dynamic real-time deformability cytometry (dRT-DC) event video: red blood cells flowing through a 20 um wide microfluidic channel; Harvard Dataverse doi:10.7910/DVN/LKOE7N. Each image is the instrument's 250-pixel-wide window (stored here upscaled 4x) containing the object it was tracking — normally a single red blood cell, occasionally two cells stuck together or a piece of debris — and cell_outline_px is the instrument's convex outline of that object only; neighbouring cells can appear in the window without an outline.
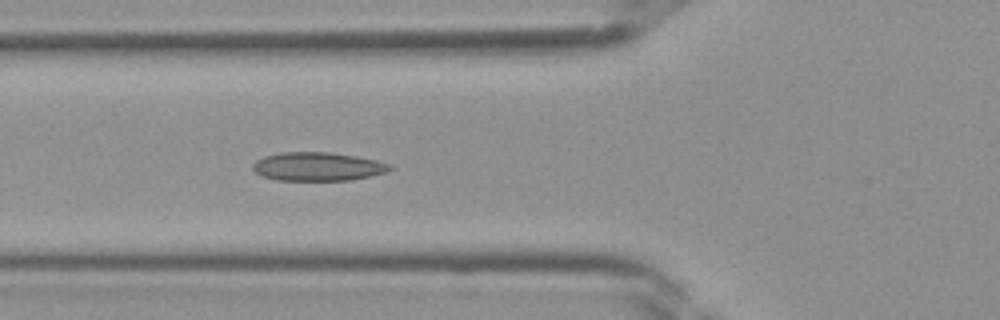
{"species": "Egyptian fruit bat (a non-hibernating species)", "species_latin": "Rousettus aegyptiacus", "temperature_condition": "room temperature", "stored_images_in_passage": 18, "camera_frame_rate_fps": 3000, "um_per_image_px": 0.085, "frame": {"image": 1, "passage_image": 3, "time_ms": 0.667, "image_size_px": [1000, 320], "cell_outline_px": [[392, 168], [384, 172], [368, 176], [348, 180], [276, 180], [260, 176], [252, 168], [252, 164], [256, 160], [264, 156], [280, 152], [332, 152], [356, 156], [376, 160], [392, 164]], "centroid_in_image_um": [26.96, 14.15], "position_along_channel_um": 98.8, "area_um2": 22.83}}
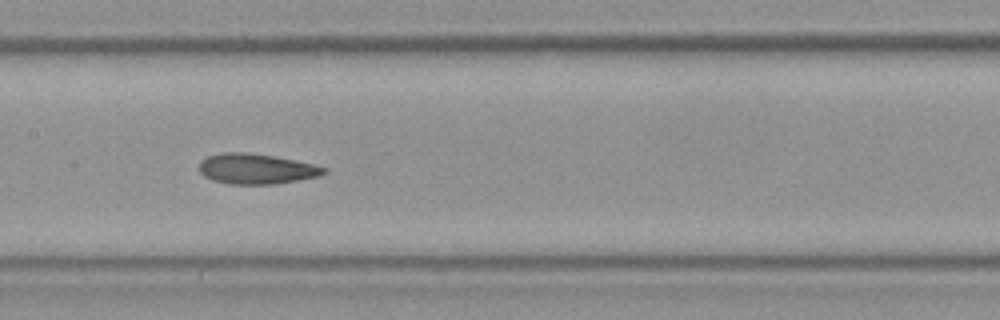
{"frame": {"image": 2, "passage_image": 8, "time_ms": 2.333, "image_size_px": [1000, 320], "cell_outline_px": [[328, 172], [320, 176], [276, 184], [228, 184], [212, 180], [204, 176], [200, 172], [200, 160], [208, 156], [220, 152], [248, 152], [272, 156], [312, 164], [328, 168]], "centroid_in_image_um": [21.77, 14.35], "position_along_channel_um": 185.6, "area_um2": 22.08}}
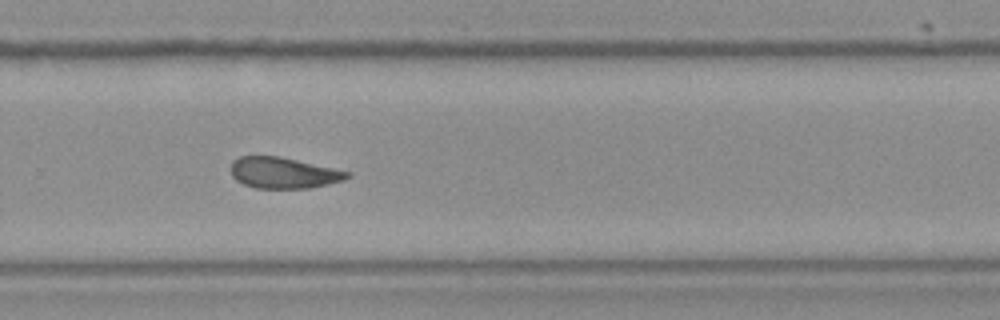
{"frame": {"image": 3, "passage_image": 15, "time_ms": 4.667, "image_size_px": [1000, 320], "cell_outline_px": [[352, 176], [344, 180], [328, 184], [308, 188], [256, 188], [244, 184], [236, 180], [232, 176], [232, 160], [240, 156], [280, 156], [352, 172]], "centroid_in_image_um": [24.12, 14.69], "position_along_channel_um": 305.7, "area_um2": 21.1}}